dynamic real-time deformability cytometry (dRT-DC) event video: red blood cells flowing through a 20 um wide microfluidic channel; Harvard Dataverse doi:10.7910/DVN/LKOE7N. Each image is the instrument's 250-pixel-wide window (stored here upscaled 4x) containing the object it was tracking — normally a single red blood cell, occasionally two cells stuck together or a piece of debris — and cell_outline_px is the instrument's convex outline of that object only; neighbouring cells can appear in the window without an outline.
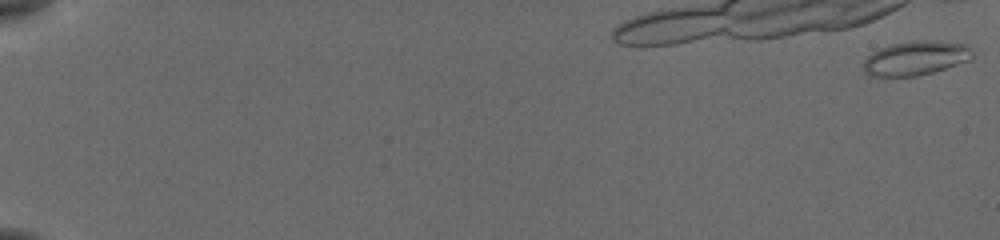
{"species": "common noctule bat (a hibernating species)", "species_latin": "Nyctalus noctula", "temperature_condition": "cold", "stored_images_in_passage": 38, "camera_frame_rate_fps": 3000, "um_per_image_px": 0.085, "animal": {"sex": "female", "body_mass_g": 19.5, "forearm_length_mm": 54.1}, "frame": {"image": 1, "passage_image": 1, "time_ms": 0.0, "image_size_px": [1000, 240], "cell_outline_px": [[972, 60], [932, 72], [916, 76], [872, 76], [864, 72], [864, 60], [872, 52], [880, 48], [892, 44], [912, 40], [936, 40], [968, 44], [972, 52]], "centroid_in_image_um": [77.86, 4.92], "position_along_channel_um": 7.1, "area_um2": 21.85}}
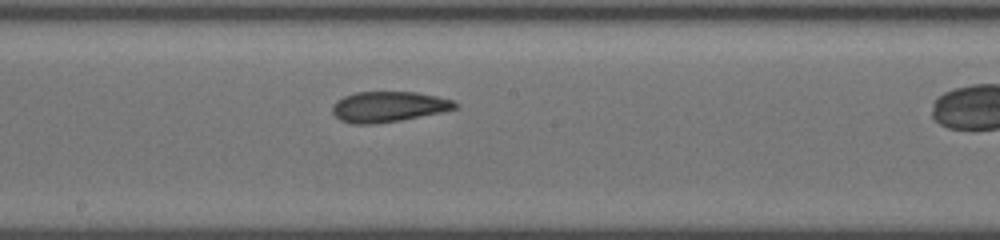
{"frame": {"image": 2, "passage_image": 24, "time_ms": 7.667, "image_size_px": [1000, 240], "cell_outline_px": [[460, 104], [456, 108], [440, 112], [400, 120], [376, 124], [352, 124], [340, 120], [332, 112], [332, 108], [336, 100], [344, 96], [356, 92], [416, 92], [436, 96], [452, 100]], "centroid_in_image_um": [32.99, 9.07], "position_along_channel_um": 215.2, "area_um2": 21.73}}
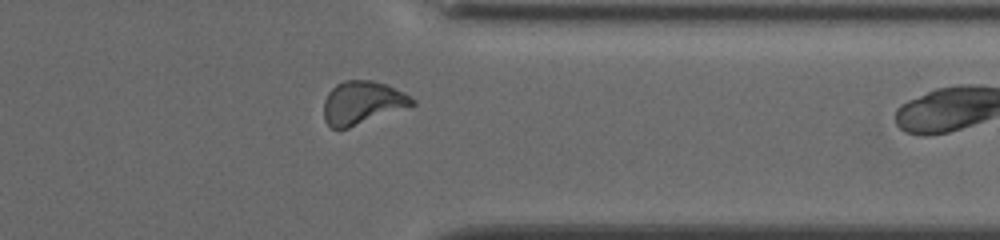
{"frame": {"image": 3, "passage_image": 37, "time_ms": 12.0, "image_size_px": [1000, 240], "cell_outline_px": [[416, 104], [348, 128], [332, 128], [324, 120], [324, 100], [328, 92], [336, 84], [344, 80], [372, 80], [388, 84], [412, 96], [416, 100]], "centroid_in_image_um": [30.81, 8.71], "position_along_channel_um": 380.6, "area_um2": 22.25}}